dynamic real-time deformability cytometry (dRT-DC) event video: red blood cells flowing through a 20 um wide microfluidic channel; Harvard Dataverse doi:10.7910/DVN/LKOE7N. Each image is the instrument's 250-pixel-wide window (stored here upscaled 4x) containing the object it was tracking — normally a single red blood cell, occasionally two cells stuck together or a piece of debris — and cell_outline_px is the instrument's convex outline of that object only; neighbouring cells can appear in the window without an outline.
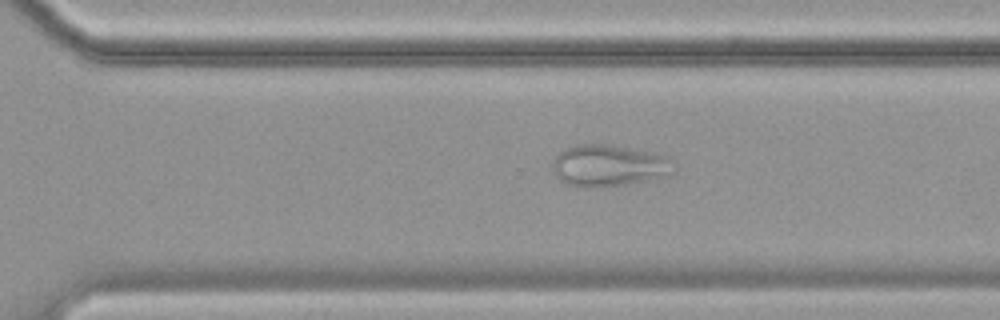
{"species": "common noctule bat (a hibernating species)", "species_latin": "Nyctalus noctula", "temperature_condition": "cold", "stored_images_in_passage": 45, "camera_frame_rate_fps": 3000, "um_per_image_px": 0.085, "animal": {"sex": "female", "body_mass_g": 19.9}, "frame": {"image": 1, "passage_image": 27, "time_ms": 8.667, "image_size_px": [1000, 320], "cell_outline_px": [[676, 172], [644, 180], [624, 184], [592, 188], [584, 188], [568, 184], [560, 180], [552, 172], [552, 156], [556, 152], [564, 148], [576, 144], [608, 144], [632, 148], [668, 156], [676, 168]], "centroid_in_image_um": [51.66, 14.05], "position_along_channel_um": 318.9, "area_um2": 29.77}}
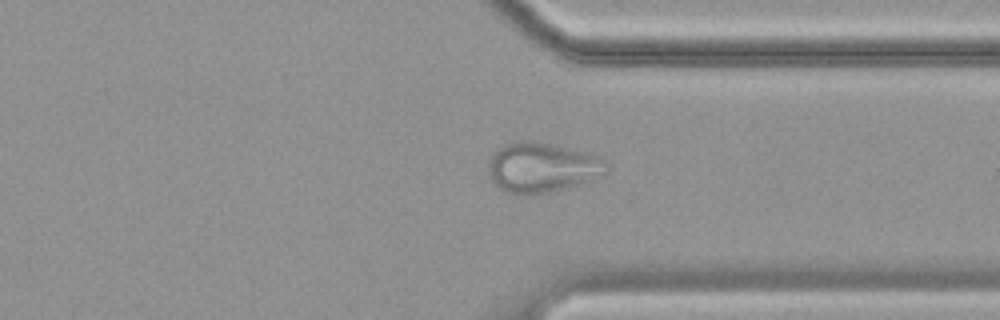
{"frame": {"image": 2, "passage_image": 31, "time_ms": 10.0, "image_size_px": [1000, 320], "cell_outline_px": [[608, 172], [604, 176], [564, 188], [548, 192], [528, 196], [508, 192], [496, 188], [492, 180], [488, 168], [488, 164], [492, 156], [504, 144], [516, 140], [532, 140], [584, 152], [596, 156], [604, 160]], "centroid_in_image_um": [46.05, 14.25], "position_along_channel_um": 365.4, "area_um2": 34.22}}
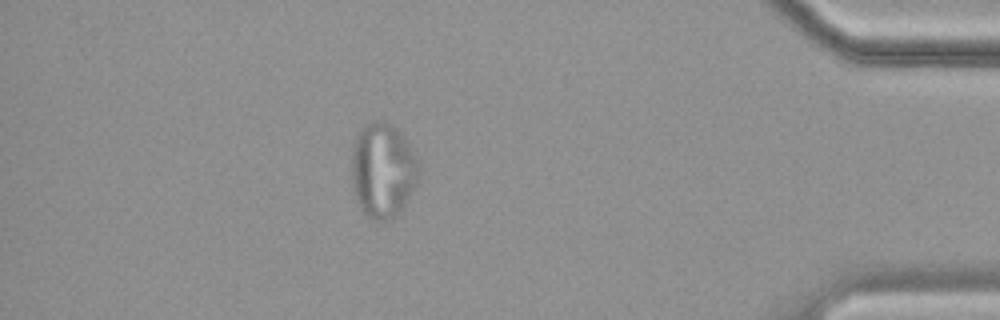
{"frame": {"image": 3, "passage_image": 38, "time_ms": 12.333, "image_size_px": [1000, 320], "cell_outline_px": [[420, 176], [404, 208], [392, 220], [372, 220], [360, 208], [352, 188], [352, 148], [356, 136], [372, 120], [384, 120], [392, 124], [400, 132], [420, 160]], "centroid_in_image_um": [32.57, 14.49], "position_along_channel_um": 402.6, "area_um2": 37.69}}